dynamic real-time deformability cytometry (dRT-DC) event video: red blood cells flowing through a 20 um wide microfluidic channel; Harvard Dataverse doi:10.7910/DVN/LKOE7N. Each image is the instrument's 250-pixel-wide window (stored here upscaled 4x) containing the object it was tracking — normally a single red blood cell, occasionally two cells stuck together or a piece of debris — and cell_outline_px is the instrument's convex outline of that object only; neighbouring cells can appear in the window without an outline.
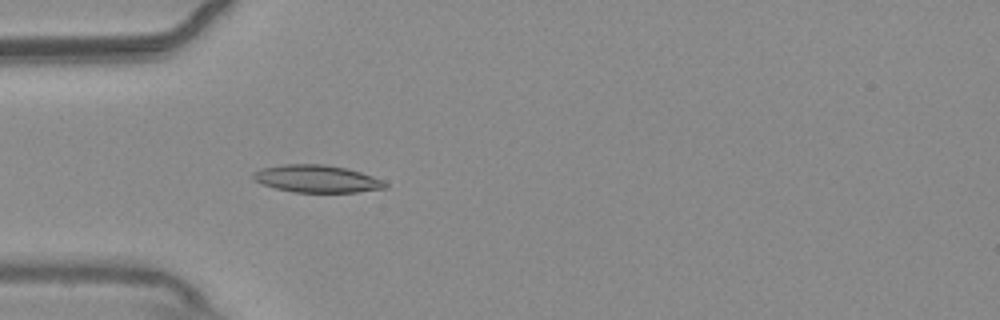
{"species": "common noctule bat (a hibernating species)", "species_latin": "Nyctalus noctula", "temperature_condition": "warm", "stored_images_in_passage": 39, "camera_frame_rate_fps": 3000, "um_per_image_px": 0.085, "animal": {"sex": "male", "body_mass_g": 20.4}, "frame": {"image": 1, "passage_image": 1, "time_ms": 0.0, "image_size_px": [1000, 320], "cell_outline_px": [[388, 188], [356, 192], [292, 192], [276, 188], [264, 184], [256, 180], [252, 176], [252, 172], [264, 168], [284, 164], [324, 164], [344, 168], [360, 172], [384, 180], [388, 184]], "centroid_in_image_um": [26.97, 15.2], "position_along_channel_um": 58.0, "area_um2": 20.92}}
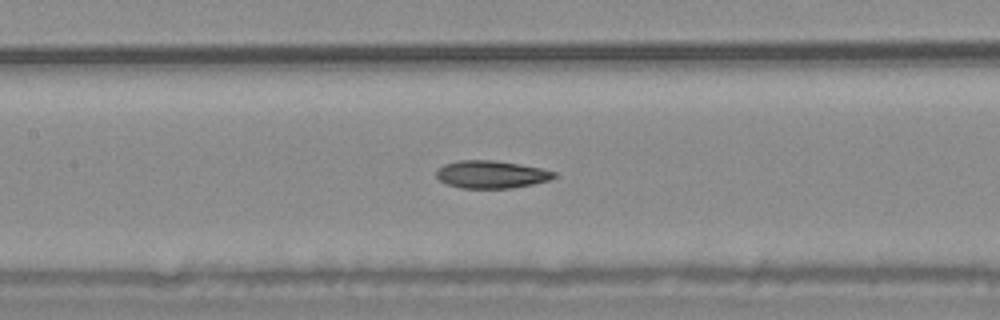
{"frame": {"image": 2, "passage_image": 10, "time_ms": 3.0, "image_size_px": [1000, 320], "cell_outline_px": [[556, 176], [548, 180], [532, 184], [512, 188], [460, 188], [444, 184], [436, 176], [436, 168], [444, 164], [460, 160], [492, 160], [540, 168], [556, 172]], "centroid_in_image_um": [41.69, 14.83], "position_along_channel_um": 165.7, "area_um2": 18.9}}
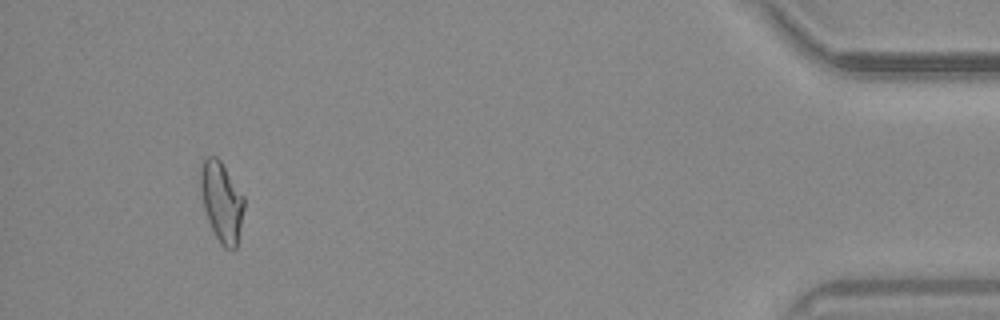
{"frame": {"image": 3, "passage_image": 36, "time_ms": 11.667, "image_size_px": [1000, 320], "cell_outline_px": [[244, 208], [236, 248], [232, 252], [224, 248], [220, 244], [208, 220], [204, 208], [200, 188], [200, 160], [204, 156], [216, 156], [220, 160], [244, 196]], "centroid_in_image_um": [18.82, 17.12], "position_along_channel_um": 416.4, "area_um2": 20.46}, "authors_computed_cell_mechanics": {"area_um2": 19.1896, "velocity_mm_per_s": 3.6959, "shape_relaxation_time_tau1_ms": 9.8715, "shape_relaxation_time_tau2_ms": 4.6874, "deformation_change_tau1": 0.2079, "deformation_change_tau2": 0.1235}}